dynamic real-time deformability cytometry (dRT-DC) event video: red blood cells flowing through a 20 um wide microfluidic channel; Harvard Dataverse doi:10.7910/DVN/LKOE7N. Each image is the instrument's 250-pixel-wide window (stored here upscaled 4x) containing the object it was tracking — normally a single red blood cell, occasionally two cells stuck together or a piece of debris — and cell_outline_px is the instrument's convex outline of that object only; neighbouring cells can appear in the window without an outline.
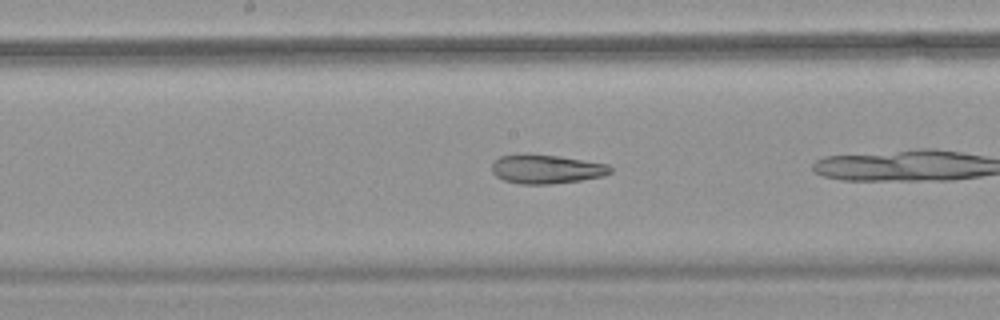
{"species": "common noctule bat (a hibernating species)", "species_latin": "Nyctalus noctula", "temperature_condition": "warm", "stored_images_in_passage": 25, "camera_frame_rate_fps": 3000, "um_per_image_px": 0.085, "animal": {"sex": "female", "body_mass_g": 18.4}, "frame": {"image": 1, "passage_image": 11, "time_ms": 3.333, "image_size_px": [1000, 320], "cell_outline_px": [[612, 172], [604, 176], [580, 180], [552, 184], [520, 184], [504, 180], [496, 176], [492, 172], [492, 160], [500, 156], [560, 156], [608, 164], [612, 168]], "centroid_in_image_um": [46.47, 14.4], "position_along_channel_um": 201.7, "area_um2": 19.59}}